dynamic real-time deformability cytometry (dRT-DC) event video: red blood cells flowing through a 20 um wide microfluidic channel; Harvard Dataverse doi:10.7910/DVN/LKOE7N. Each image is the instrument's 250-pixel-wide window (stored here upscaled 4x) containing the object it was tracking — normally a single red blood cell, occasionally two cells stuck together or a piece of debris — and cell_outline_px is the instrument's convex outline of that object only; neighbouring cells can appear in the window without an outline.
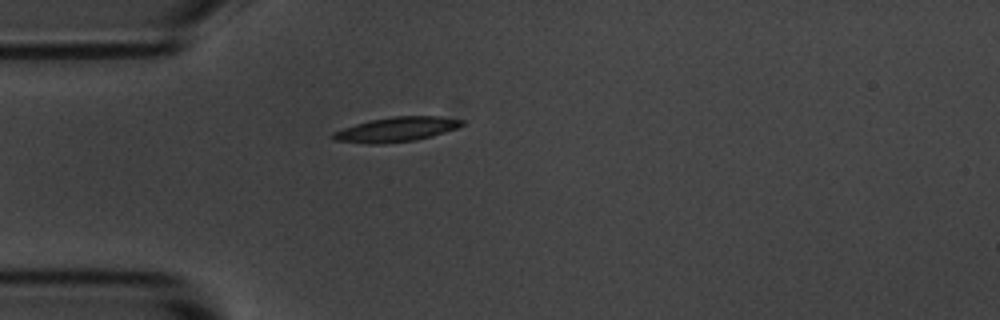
{"species": "common noctule bat (a hibernating species)", "species_latin": "Nyctalus noctula", "temperature_condition": "room temperature", "stored_images_in_passage": 5, "camera_frame_rate_fps": 3000, "um_per_image_px": 0.085, "animal": {"sex": "male", "body_mass_g": 20.1, "forearm_length_mm": 53.5}, "frame": {"image": 1, "passage_image": 5, "time_ms": 4.667, "image_size_px": [1000, 320], "cell_outline_px": [[464, 124], [456, 128], [432, 136], [416, 140], [376, 144], [368, 144], [336, 140], [332, 136], [332, 132], [368, 120], [392, 116], [436, 116], [464, 120]], "centroid_in_image_um": [33.69, 10.99], "position_along_channel_um": 51.3, "area_um2": 18.32}}